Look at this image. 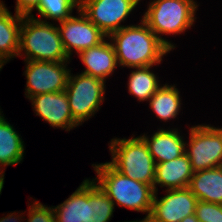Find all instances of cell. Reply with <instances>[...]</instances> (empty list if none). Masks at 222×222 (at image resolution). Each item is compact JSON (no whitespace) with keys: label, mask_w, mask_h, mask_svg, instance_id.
Segmentation results:
<instances>
[{"label":"cell","mask_w":222,"mask_h":222,"mask_svg":"<svg viewBox=\"0 0 222 222\" xmlns=\"http://www.w3.org/2000/svg\"><path fill=\"white\" fill-rule=\"evenodd\" d=\"M193 173L186 153L174 160L158 163L155 170L154 191L158 192L159 186L165 190L187 188Z\"/></svg>","instance_id":"cell-15"},{"label":"cell","mask_w":222,"mask_h":222,"mask_svg":"<svg viewBox=\"0 0 222 222\" xmlns=\"http://www.w3.org/2000/svg\"><path fill=\"white\" fill-rule=\"evenodd\" d=\"M188 188L198 200L222 205V166L194 172Z\"/></svg>","instance_id":"cell-18"},{"label":"cell","mask_w":222,"mask_h":222,"mask_svg":"<svg viewBox=\"0 0 222 222\" xmlns=\"http://www.w3.org/2000/svg\"><path fill=\"white\" fill-rule=\"evenodd\" d=\"M128 138L114 137L108 142L112 157L109 163L123 175L153 186L156 163L146 143L135 134Z\"/></svg>","instance_id":"cell-5"},{"label":"cell","mask_w":222,"mask_h":222,"mask_svg":"<svg viewBox=\"0 0 222 222\" xmlns=\"http://www.w3.org/2000/svg\"><path fill=\"white\" fill-rule=\"evenodd\" d=\"M7 5L4 3L3 0H0V12L6 7Z\"/></svg>","instance_id":"cell-31"},{"label":"cell","mask_w":222,"mask_h":222,"mask_svg":"<svg viewBox=\"0 0 222 222\" xmlns=\"http://www.w3.org/2000/svg\"><path fill=\"white\" fill-rule=\"evenodd\" d=\"M115 205L91 178H87V222H110Z\"/></svg>","instance_id":"cell-22"},{"label":"cell","mask_w":222,"mask_h":222,"mask_svg":"<svg viewBox=\"0 0 222 222\" xmlns=\"http://www.w3.org/2000/svg\"><path fill=\"white\" fill-rule=\"evenodd\" d=\"M4 179H5V172L0 171V195L4 187V182H5Z\"/></svg>","instance_id":"cell-30"},{"label":"cell","mask_w":222,"mask_h":222,"mask_svg":"<svg viewBox=\"0 0 222 222\" xmlns=\"http://www.w3.org/2000/svg\"><path fill=\"white\" fill-rule=\"evenodd\" d=\"M185 141V153L193 172L222 166V127L192 125Z\"/></svg>","instance_id":"cell-7"},{"label":"cell","mask_w":222,"mask_h":222,"mask_svg":"<svg viewBox=\"0 0 222 222\" xmlns=\"http://www.w3.org/2000/svg\"><path fill=\"white\" fill-rule=\"evenodd\" d=\"M76 15L70 16L57 24L60 38L68 57L74 53L94 47L103 42L107 36L87 16L78 9Z\"/></svg>","instance_id":"cell-10"},{"label":"cell","mask_w":222,"mask_h":222,"mask_svg":"<svg viewBox=\"0 0 222 222\" xmlns=\"http://www.w3.org/2000/svg\"><path fill=\"white\" fill-rule=\"evenodd\" d=\"M96 176L92 178L114 205L146 215L151 213L155 194L152 185L131 179L117 171L109 162L93 163Z\"/></svg>","instance_id":"cell-2"},{"label":"cell","mask_w":222,"mask_h":222,"mask_svg":"<svg viewBox=\"0 0 222 222\" xmlns=\"http://www.w3.org/2000/svg\"><path fill=\"white\" fill-rule=\"evenodd\" d=\"M149 108L161 122H169L177 118L182 109V98L177 84H162L149 99Z\"/></svg>","instance_id":"cell-19"},{"label":"cell","mask_w":222,"mask_h":222,"mask_svg":"<svg viewBox=\"0 0 222 222\" xmlns=\"http://www.w3.org/2000/svg\"><path fill=\"white\" fill-rule=\"evenodd\" d=\"M164 196L153 197L151 215L159 222H180L195 214L197 197L187 188L165 190Z\"/></svg>","instance_id":"cell-12"},{"label":"cell","mask_w":222,"mask_h":222,"mask_svg":"<svg viewBox=\"0 0 222 222\" xmlns=\"http://www.w3.org/2000/svg\"><path fill=\"white\" fill-rule=\"evenodd\" d=\"M26 77L25 97L61 92L66 89L68 77L72 69L68 67L71 61H24Z\"/></svg>","instance_id":"cell-8"},{"label":"cell","mask_w":222,"mask_h":222,"mask_svg":"<svg viewBox=\"0 0 222 222\" xmlns=\"http://www.w3.org/2000/svg\"><path fill=\"white\" fill-rule=\"evenodd\" d=\"M24 61H71L64 50L56 23L23 16L20 27L19 52Z\"/></svg>","instance_id":"cell-4"},{"label":"cell","mask_w":222,"mask_h":222,"mask_svg":"<svg viewBox=\"0 0 222 222\" xmlns=\"http://www.w3.org/2000/svg\"><path fill=\"white\" fill-rule=\"evenodd\" d=\"M153 66L137 67L129 73L128 93L140 102H148L161 87L159 76L152 69Z\"/></svg>","instance_id":"cell-21"},{"label":"cell","mask_w":222,"mask_h":222,"mask_svg":"<svg viewBox=\"0 0 222 222\" xmlns=\"http://www.w3.org/2000/svg\"><path fill=\"white\" fill-rule=\"evenodd\" d=\"M22 212V213H21ZM25 211H13L12 213L8 212L3 217H0V222H24L25 221Z\"/></svg>","instance_id":"cell-27"},{"label":"cell","mask_w":222,"mask_h":222,"mask_svg":"<svg viewBox=\"0 0 222 222\" xmlns=\"http://www.w3.org/2000/svg\"><path fill=\"white\" fill-rule=\"evenodd\" d=\"M35 116L41 117L53 129L70 132L80 125L73 119L65 90L38 94L29 99Z\"/></svg>","instance_id":"cell-11"},{"label":"cell","mask_w":222,"mask_h":222,"mask_svg":"<svg viewBox=\"0 0 222 222\" xmlns=\"http://www.w3.org/2000/svg\"><path fill=\"white\" fill-rule=\"evenodd\" d=\"M53 211L56 222H87V178Z\"/></svg>","instance_id":"cell-20"},{"label":"cell","mask_w":222,"mask_h":222,"mask_svg":"<svg viewBox=\"0 0 222 222\" xmlns=\"http://www.w3.org/2000/svg\"><path fill=\"white\" fill-rule=\"evenodd\" d=\"M142 0H80V10L107 37L126 25L127 18Z\"/></svg>","instance_id":"cell-9"},{"label":"cell","mask_w":222,"mask_h":222,"mask_svg":"<svg viewBox=\"0 0 222 222\" xmlns=\"http://www.w3.org/2000/svg\"><path fill=\"white\" fill-rule=\"evenodd\" d=\"M1 107V106H0ZM3 113V111H2V109H0V117H2L4 114H2Z\"/></svg>","instance_id":"cell-32"},{"label":"cell","mask_w":222,"mask_h":222,"mask_svg":"<svg viewBox=\"0 0 222 222\" xmlns=\"http://www.w3.org/2000/svg\"><path fill=\"white\" fill-rule=\"evenodd\" d=\"M77 56L85 66L81 73L105 82L118 67L115 49L108 37L99 45L81 51Z\"/></svg>","instance_id":"cell-14"},{"label":"cell","mask_w":222,"mask_h":222,"mask_svg":"<svg viewBox=\"0 0 222 222\" xmlns=\"http://www.w3.org/2000/svg\"><path fill=\"white\" fill-rule=\"evenodd\" d=\"M27 206L28 210H25L26 222H56L53 206L48 207L36 199ZM26 211H28L27 214Z\"/></svg>","instance_id":"cell-24"},{"label":"cell","mask_w":222,"mask_h":222,"mask_svg":"<svg viewBox=\"0 0 222 222\" xmlns=\"http://www.w3.org/2000/svg\"><path fill=\"white\" fill-rule=\"evenodd\" d=\"M178 127L165 129L163 126L157 128L152 135L148 133L139 136L146 143L150 154L156 164L174 160L185 153V137L181 135ZM151 136V137H150Z\"/></svg>","instance_id":"cell-13"},{"label":"cell","mask_w":222,"mask_h":222,"mask_svg":"<svg viewBox=\"0 0 222 222\" xmlns=\"http://www.w3.org/2000/svg\"><path fill=\"white\" fill-rule=\"evenodd\" d=\"M0 117V171L5 172L7 166L23 162L25 144L21 134L16 131L7 118Z\"/></svg>","instance_id":"cell-17"},{"label":"cell","mask_w":222,"mask_h":222,"mask_svg":"<svg viewBox=\"0 0 222 222\" xmlns=\"http://www.w3.org/2000/svg\"><path fill=\"white\" fill-rule=\"evenodd\" d=\"M199 6L196 0H150L140 18L173 51L176 44L165 36L181 35L195 26Z\"/></svg>","instance_id":"cell-3"},{"label":"cell","mask_w":222,"mask_h":222,"mask_svg":"<svg viewBox=\"0 0 222 222\" xmlns=\"http://www.w3.org/2000/svg\"><path fill=\"white\" fill-rule=\"evenodd\" d=\"M195 214L201 222H222V205L198 200Z\"/></svg>","instance_id":"cell-25"},{"label":"cell","mask_w":222,"mask_h":222,"mask_svg":"<svg viewBox=\"0 0 222 222\" xmlns=\"http://www.w3.org/2000/svg\"><path fill=\"white\" fill-rule=\"evenodd\" d=\"M15 13L21 16H31L38 9L40 0H16Z\"/></svg>","instance_id":"cell-26"},{"label":"cell","mask_w":222,"mask_h":222,"mask_svg":"<svg viewBox=\"0 0 222 222\" xmlns=\"http://www.w3.org/2000/svg\"><path fill=\"white\" fill-rule=\"evenodd\" d=\"M4 66L0 63V71H2L1 69L3 68Z\"/></svg>","instance_id":"cell-33"},{"label":"cell","mask_w":222,"mask_h":222,"mask_svg":"<svg viewBox=\"0 0 222 222\" xmlns=\"http://www.w3.org/2000/svg\"><path fill=\"white\" fill-rule=\"evenodd\" d=\"M23 16L12 13L8 7L0 12V63L4 66L17 57L20 27Z\"/></svg>","instance_id":"cell-16"},{"label":"cell","mask_w":222,"mask_h":222,"mask_svg":"<svg viewBox=\"0 0 222 222\" xmlns=\"http://www.w3.org/2000/svg\"><path fill=\"white\" fill-rule=\"evenodd\" d=\"M80 8V0H40L38 9L36 10L40 17L36 19L59 23L72 16L73 10ZM48 20V21H47Z\"/></svg>","instance_id":"cell-23"},{"label":"cell","mask_w":222,"mask_h":222,"mask_svg":"<svg viewBox=\"0 0 222 222\" xmlns=\"http://www.w3.org/2000/svg\"><path fill=\"white\" fill-rule=\"evenodd\" d=\"M106 82L83 73L70 72L65 89L73 119L81 126L101 109Z\"/></svg>","instance_id":"cell-6"},{"label":"cell","mask_w":222,"mask_h":222,"mask_svg":"<svg viewBox=\"0 0 222 222\" xmlns=\"http://www.w3.org/2000/svg\"><path fill=\"white\" fill-rule=\"evenodd\" d=\"M124 222H159L151 214L145 215L143 219L133 220V221H124Z\"/></svg>","instance_id":"cell-28"},{"label":"cell","mask_w":222,"mask_h":222,"mask_svg":"<svg viewBox=\"0 0 222 222\" xmlns=\"http://www.w3.org/2000/svg\"><path fill=\"white\" fill-rule=\"evenodd\" d=\"M108 38L114 46L118 66L122 68L157 67L171 52L142 19L138 24L113 32Z\"/></svg>","instance_id":"cell-1"},{"label":"cell","mask_w":222,"mask_h":222,"mask_svg":"<svg viewBox=\"0 0 222 222\" xmlns=\"http://www.w3.org/2000/svg\"><path fill=\"white\" fill-rule=\"evenodd\" d=\"M180 222H201V221L197 219L196 214H192L190 216H186Z\"/></svg>","instance_id":"cell-29"}]
</instances>
